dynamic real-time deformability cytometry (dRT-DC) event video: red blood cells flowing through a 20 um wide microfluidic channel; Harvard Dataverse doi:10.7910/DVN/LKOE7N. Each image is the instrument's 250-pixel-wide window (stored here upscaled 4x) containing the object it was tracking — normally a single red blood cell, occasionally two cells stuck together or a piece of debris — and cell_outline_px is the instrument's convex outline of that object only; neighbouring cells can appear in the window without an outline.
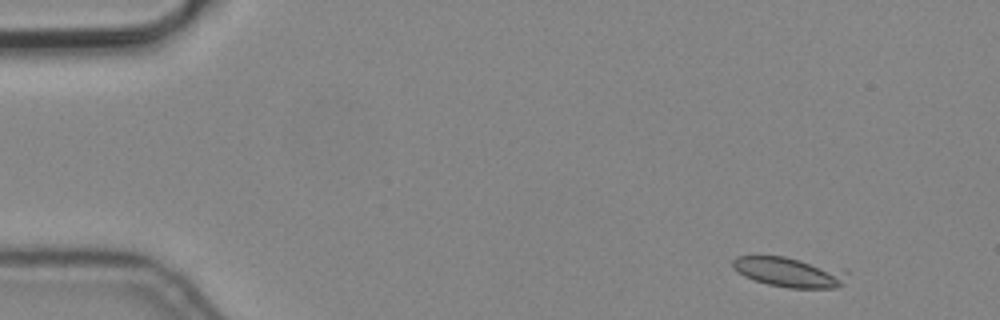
{"species": "common noctule bat (a hibernating species)", "species_latin": "Nyctalus noctula", "temperature_condition": "cold", "stored_images_in_passage": 4, "camera_frame_rate_fps": 3000, "um_per_image_px": 0.085, "animal": {"sex": "male", "body_mass_g": 19.2, "forearm_length_mm": 51.8}, "frame": {"image": 1, "passage_image": 1, "time_ms": 0.0, "image_size_px": [1000, 320], "cell_outline_px": [[848, 272], [840, 288], [788, 288], [768, 284], [744, 276], [736, 272], [732, 268], [732, 260], [736, 256], [784, 256]], "centroid_in_image_um": [67.0, 23.14], "position_along_channel_um": 18.0, "area_um2": 19.59}}
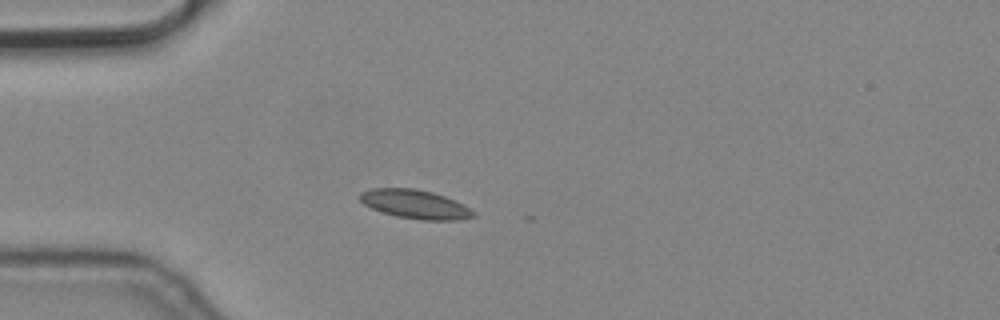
{"frame": {"image": 2, "passage_image": 4, "time_ms": 1.0, "image_size_px": [1000, 320], "cell_outline_px": [[476, 216], [460, 220], [424, 220], [396, 216], [380, 212], [364, 204], [356, 196], [360, 192], [372, 188], [412, 188], [432, 192], [444, 196], [476, 212]], "centroid_in_image_um": [35.23, 17.36], "position_along_channel_um": 49.8, "area_um2": 19.02}}